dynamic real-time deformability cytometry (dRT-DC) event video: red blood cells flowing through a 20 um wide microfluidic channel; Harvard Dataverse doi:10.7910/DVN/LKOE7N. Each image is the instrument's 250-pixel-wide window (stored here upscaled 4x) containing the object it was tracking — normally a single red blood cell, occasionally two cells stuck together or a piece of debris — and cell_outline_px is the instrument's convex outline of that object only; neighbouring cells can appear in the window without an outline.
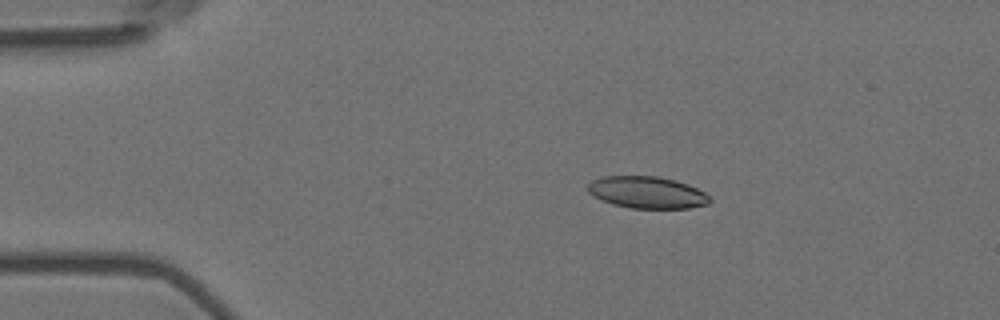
{"species": "Egyptian fruit bat (a non-hibernating species)", "species_latin": "Rousettus aegyptiacus", "temperature_condition": "room temperature", "stored_images_in_passage": 57, "camera_frame_rate_fps": 3000, "um_per_image_px": 0.085, "animal": {"sex": "female"}, "frame": {"image": 1, "passage_image": 11, "time_ms": 3.333, "image_size_px": [1000, 320], "cell_outline_px": [[712, 200], [708, 204], [688, 208], [632, 208], [612, 204], [592, 196], [588, 192], [588, 184], [592, 180], [604, 176], [660, 176], [676, 180], [688, 184], [704, 192]], "centroid_in_image_um": [54.99, 16.35], "position_along_channel_um": 30.0, "area_um2": 22.72}}
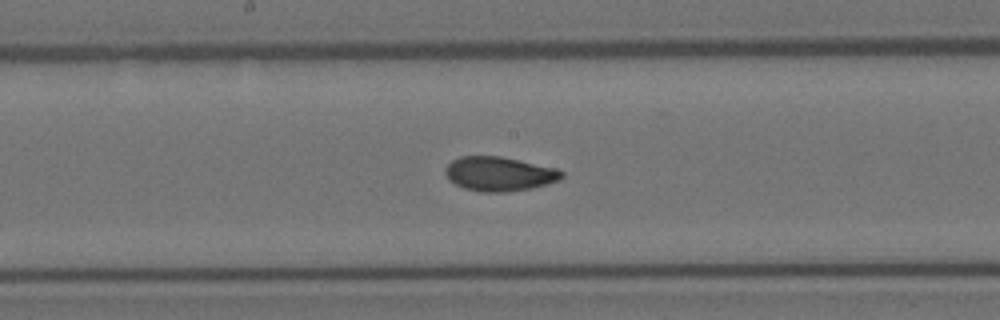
{"frame": {"image": 2, "passage_image": 30, "time_ms": 9.667, "image_size_px": [1000, 320], "cell_outline_px": [[564, 176], [560, 180], [532, 188], [504, 192], [484, 192], [464, 188], [448, 180], [444, 172], [444, 168], [452, 160], [460, 156], [500, 156], [556, 168], [564, 172]], "centroid_in_image_um": [42.42, 14.77], "position_along_channel_um": 205.8, "area_um2": 23.29}}
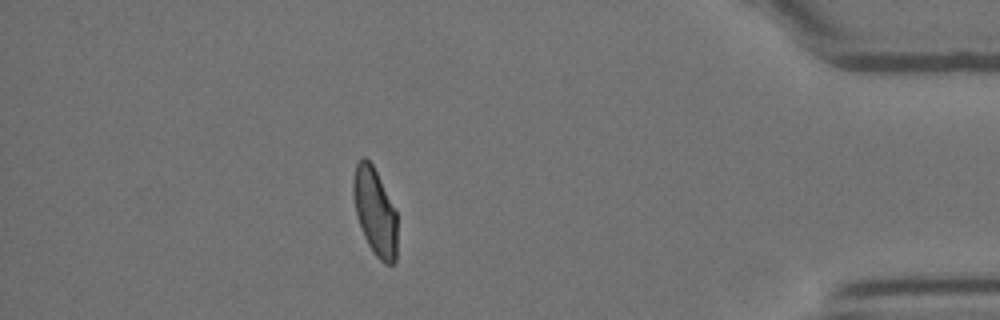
{"frame": {"image": 3, "passage_image": 50, "time_ms": 16.333, "image_size_px": [1000, 320], "cell_outline_px": [[396, 260], [392, 264], [384, 264], [376, 256], [368, 244], [364, 236], [356, 212], [352, 192], [352, 180], [356, 164], [364, 156], [372, 164], [396, 212]], "centroid_in_image_um": [31.85, 18.0], "position_along_channel_um": 403.3, "area_um2": 21.96}, "authors_computed_cell_mechanics": {"area_um2": 23.1778, "velocity_mm_per_s": 3.6278, "shape_relaxation_time_tau1_ms": null, "shape_relaxation_time_tau2_ms": 1.1692, "deformation_change_tau1": null, "deformation_change_tau2": 0.0545}}